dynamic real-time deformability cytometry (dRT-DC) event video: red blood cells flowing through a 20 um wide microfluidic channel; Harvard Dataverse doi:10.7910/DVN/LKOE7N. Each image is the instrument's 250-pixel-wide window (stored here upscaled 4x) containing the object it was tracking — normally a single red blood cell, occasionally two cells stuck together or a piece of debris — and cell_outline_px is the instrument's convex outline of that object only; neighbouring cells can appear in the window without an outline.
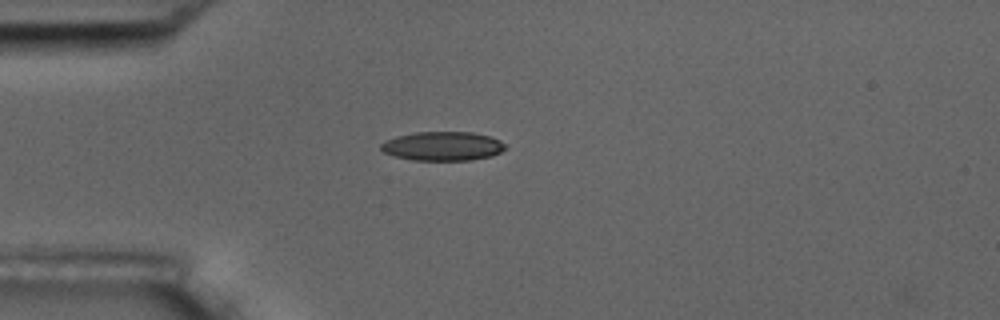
{"species": "common noctule bat (a hibernating species)", "species_latin": "Nyctalus noctula", "temperature_condition": "room temperature", "stored_images_in_passage": 5, "camera_frame_rate_fps": 3000, "um_per_image_px": 0.085, "animal": {"sex": "male", "body_mass_g": 17.5, "forearm_length_mm": 52.3}, "frame": {"image": 1, "passage_image": 3, "time_ms": 3.333, "image_size_px": [1000, 320], "cell_outline_px": [[508, 148], [492, 156], [472, 160], [412, 160], [396, 156], [384, 152], [380, 148], [380, 144], [384, 140], [396, 136], [416, 132], [472, 132], [488, 136], [500, 140]], "centroid_in_image_um": [37.63, 12.42], "position_along_channel_um": 47.4, "area_um2": 21.1}}